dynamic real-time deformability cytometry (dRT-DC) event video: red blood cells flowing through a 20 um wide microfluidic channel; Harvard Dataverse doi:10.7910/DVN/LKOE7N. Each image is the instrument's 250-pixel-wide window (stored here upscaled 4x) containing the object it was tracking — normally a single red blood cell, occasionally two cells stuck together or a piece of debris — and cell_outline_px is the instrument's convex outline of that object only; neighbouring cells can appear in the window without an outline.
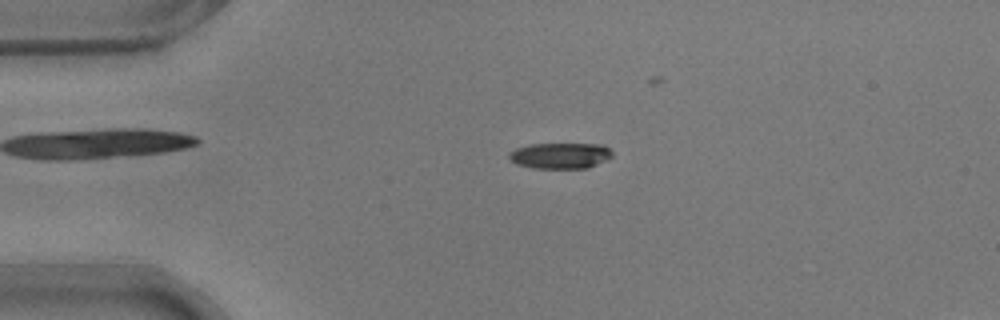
{"species": "common noctule bat (a hibernating species)", "species_latin": "Nyctalus noctula", "temperature_condition": "warm", "stored_images_in_passage": 37, "camera_frame_rate_fps": 3000, "um_per_image_px": 0.085, "animal": {"sex": "male", "body_mass_g": 17.9}, "frame": {"image": 1, "passage_image": 6, "time_ms": 1.667, "image_size_px": [1000, 320], "cell_outline_px": [[612, 156], [588, 168], [532, 168], [516, 164], [508, 156], [508, 152], [516, 148], [528, 144], [604, 144], [612, 152]], "centroid_in_image_um": [47.59, 13.22], "position_along_channel_um": 37.4, "area_um2": 15.55}}
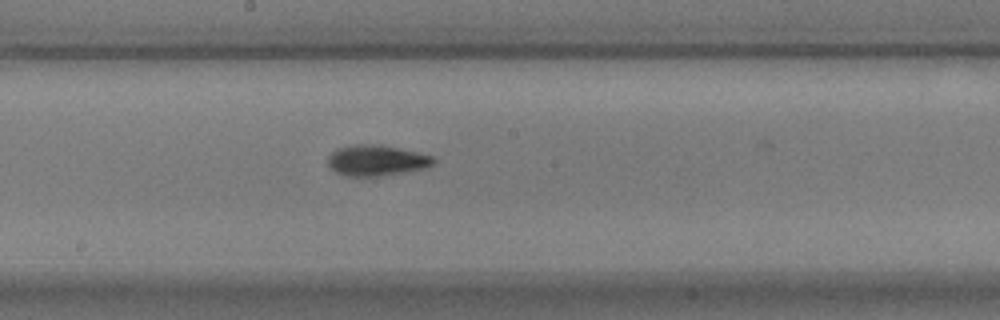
{"frame": {"image": 2, "passage_image": 23, "time_ms": 7.333, "image_size_px": [1000, 320], "cell_outline_px": [[436, 160], [432, 164], [424, 168], [376, 176], [348, 176], [336, 172], [328, 164], [328, 156], [336, 148], [352, 144], [376, 144], [416, 152], [432, 156]], "centroid_in_image_um": [31.95, 13.62], "position_along_channel_um": 216.3, "area_um2": 18.55}}
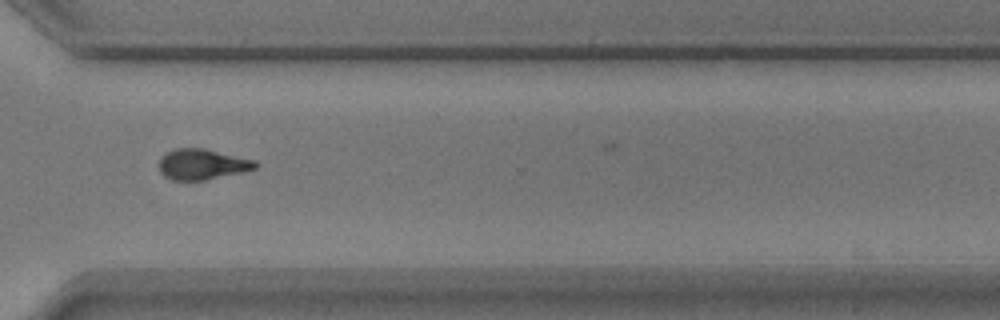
{"frame": {"image": 3, "passage_image": 34, "time_ms": 11.0, "image_size_px": [1000, 320], "cell_outline_px": [[260, 164], [256, 168], [240, 172], [204, 180], [172, 180], [164, 176], [160, 172], [160, 156], [164, 152], [176, 148], [204, 148], [256, 160]], "centroid_in_image_um": [17.17, 13.95], "position_along_channel_um": 353.4, "area_um2": 17.22}}